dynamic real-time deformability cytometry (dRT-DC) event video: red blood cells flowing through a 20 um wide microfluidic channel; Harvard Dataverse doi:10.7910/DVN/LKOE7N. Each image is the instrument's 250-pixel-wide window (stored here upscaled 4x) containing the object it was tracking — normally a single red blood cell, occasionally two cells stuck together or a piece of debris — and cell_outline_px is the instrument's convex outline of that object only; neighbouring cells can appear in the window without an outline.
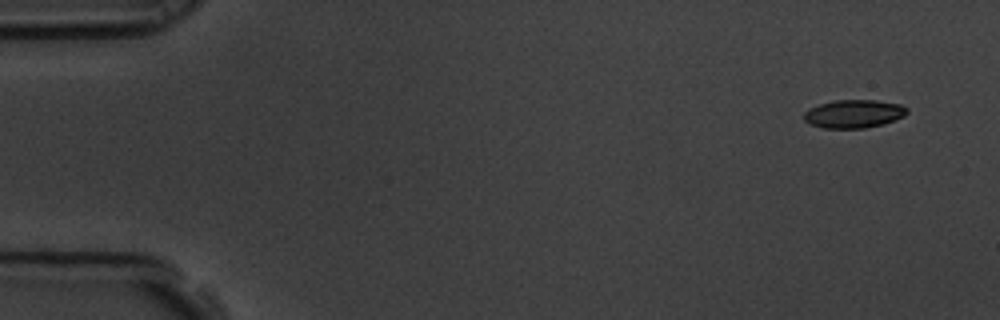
{"species": "common noctule bat (a hibernating species)", "species_latin": "Nyctalus noctula", "temperature_condition": "room temperature", "stored_images_in_passage": 6, "camera_frame_rate_fps": 3000, "um_per_image_px": 0.085, "animal": {"sex": "male", "body_mass_g": 19.5, "forearm_length_mm": 54.6}, "frame": {"image": 1, "passage_image": 1, "time_ms": 0.0, "image_size_px": [1000, 320], "cell_outline_px": [[908, 112], [904, 116], [884, 124], [864, 128], [824, 128], [808, 124], [804, 120], [804, 112], [808, 108], [820, 104], [836, 100], [876, 100], [900, 104], [908, 108]], "centroid_in_image_um": [72.56, 9.67], "position_along_channel_um": 12.4, "area_um2": 17.05}}
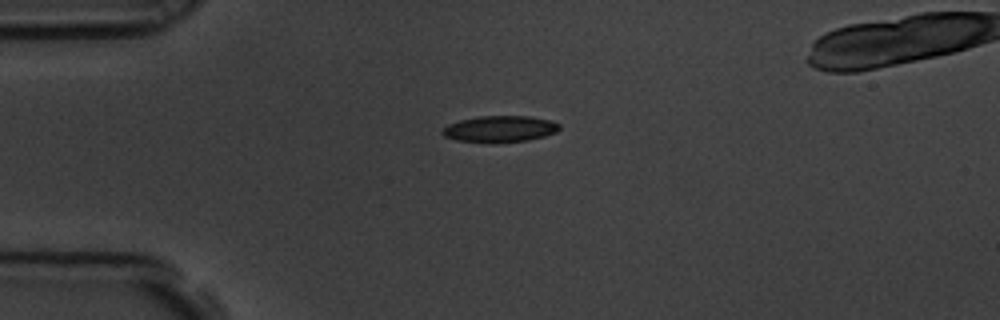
{"frame": {"image": 2, "passage_image": 4, "time_ms": 1.0, "image_size_px": [1000, 320], "cell_outline_px": [[560, 128], [556, 132], [544, 136], [528, 140], [496, 144], [488, 144], [456, 140], [444, 136], [440, 132], [448, 124], [460, 120], [476, 116], [528, 116], [552, 120], [560, 124]], "centroid_in_image_um": [42.47, 10.98], "position_along_channel_um": 42.5, "area_um2": 18.44}}